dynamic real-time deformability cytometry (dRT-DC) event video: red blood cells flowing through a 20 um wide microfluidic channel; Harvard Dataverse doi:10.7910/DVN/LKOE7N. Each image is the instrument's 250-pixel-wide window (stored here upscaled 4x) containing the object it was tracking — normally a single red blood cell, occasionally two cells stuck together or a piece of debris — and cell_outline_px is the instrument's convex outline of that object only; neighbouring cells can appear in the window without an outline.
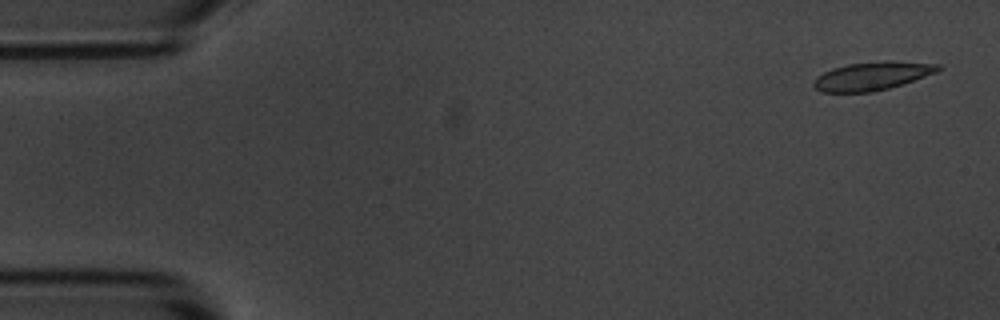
{"species": "common noctule bat (a hibernating species)", "species_latin": "Nyctalus noctula", "temperature_condition": "room temperature", "stored_images_in_passage": 6, "camera_frame_rate_fps": 3000, "um_per_image_px": 0.085, "animal": {"sex": "male", "body_mass_g": 20.1, "forearm_length_mm": 53.5}, "frame": {"image": 1, "passage_image": 1, "time_ms": 0.0, "image_size_px": [1000, 320], "cell_outline_px": [[940, 68], [936, 72], [904, 84], [872, 92], [820, 92], [812, 84], [812, 80], [816, 76], [832, 68], [848, 64], [888, 60], [940, 64]], "centroid_in_image_um": [74.1, 6.46], "position_along_channel_um": 10.9, "area_um2": 20.63}}
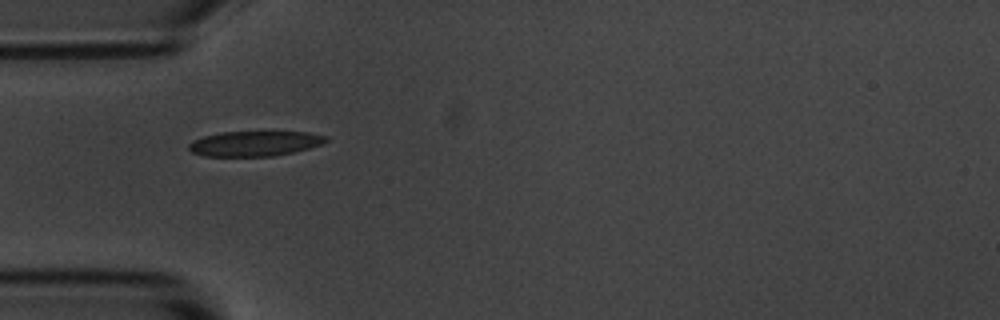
{"frame": {"image": 2, "passage_image": 5, "time_ms": 1.333, "image_size_px": [1000, 320], "cell_outline_px": [[328, 140], [324, 144], [292, 152], [272, 156], [204, 156], [192, 152], [188, 148], [188, 144], [192, 140], [204, 136], [220, 132], [308, 132], [328, 136]], "centroid_in_image_um": [21.65, 12.2], "position_along_channel_um": 63.4, "area_um2": 20.06}}